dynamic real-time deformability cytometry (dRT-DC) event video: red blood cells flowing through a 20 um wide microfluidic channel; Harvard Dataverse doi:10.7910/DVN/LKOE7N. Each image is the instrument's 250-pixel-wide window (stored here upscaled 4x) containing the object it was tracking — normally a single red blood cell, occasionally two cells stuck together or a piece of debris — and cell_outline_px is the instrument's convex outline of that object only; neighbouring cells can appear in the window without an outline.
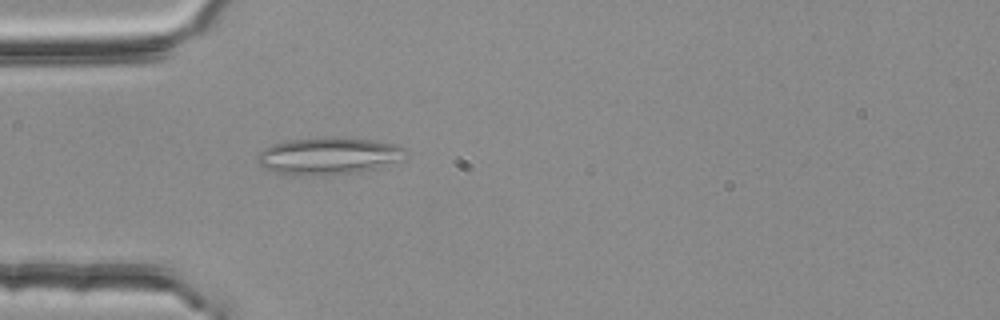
{"species": "common noctule bat (a hibernating species)", "species_latin": "Nyctalus noctula", "temperature_condition": "room temperature", "stored_images_in_passage": 22, "segment_of_instrument_passage": [1, 2], "camera_frame_rate_fps": 3000, "um_per_image_px": 0.085, "animal": {"sex": "female", "body_mass_g": 25.1}, "frame": {"image": 1, "passage_image": 9, "time_ms": 2.667, "image_size_px": [1000, 320], "cell_outline_px": [[408, 152], [404, 160], [356, 172], [276, 172], [264, 168], [256, 160], [256, 156], [264, 148], [272, 144], [288, 140], [324, 136], [332, 136], [372, 140], [396, 144], [404, 148]], "centroid_in_image_um": [27.98, 13.17], "position_along_channel_um": 57.0, "area_um2": 31.04}}